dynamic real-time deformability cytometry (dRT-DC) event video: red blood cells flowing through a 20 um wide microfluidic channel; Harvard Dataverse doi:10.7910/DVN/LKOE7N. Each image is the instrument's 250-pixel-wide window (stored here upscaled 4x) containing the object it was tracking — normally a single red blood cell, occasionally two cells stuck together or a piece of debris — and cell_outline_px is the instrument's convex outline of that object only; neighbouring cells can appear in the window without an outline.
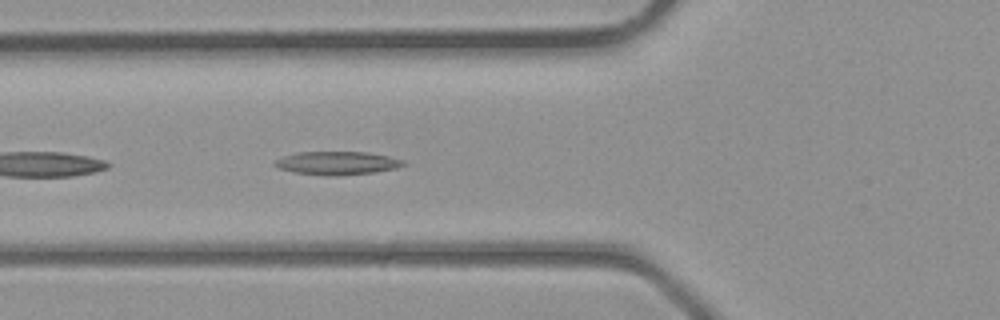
{"species": "common noctule bat (a hibernating species)", "species_latin": "Nyctalus noctula", "temperature_condition": "room temperature", "stored_images_in_passage": 26, "camera_frame_rate_fps": 3000, "um_per_image_px": 0.085, "animal": {"sex": "male", "body_mass_g": 23.1, "forearm_length_mm": 52.7}, "frame": {"image": 1, "passage_image": 12, "time_ms": 3.667, "image_size_px": [1000, 320], "cell_outline_px": [[404, 164], [396, 168], [376, 172], [336, 176], [328, 176], [296, 172], [280, 168], [272, 164], [276, 160], [284, 156], [296, 152], [368, 152], [388, 156], [404, 160]], "centroid_in_image_um": [28.67, 13.86], "position_along_channel_um": 97.1, "area_um2": 17.34}}
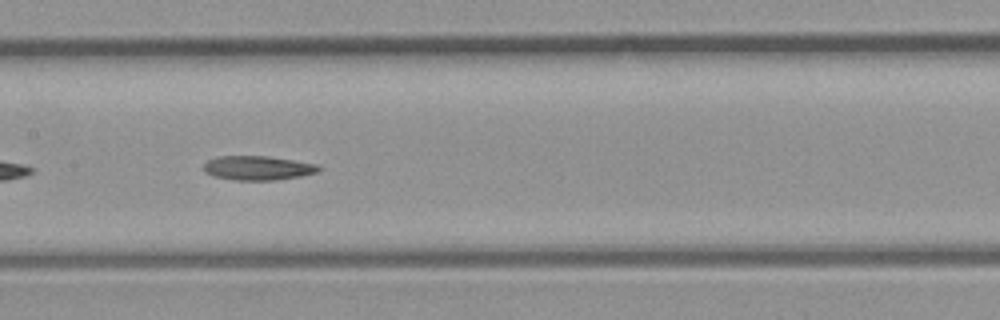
{"frame": {"image": 2, "passage_image": 17, "time_ms": 5.333, "image_size_px": [1000, 320], "cell_outline_px": [[324, 168], [316, 172], [300, 176], [276, 180], [236, 180], [216, 176], [204, 172], [204, 164], [208, 160], [216, 156], [268, 156], [320, 164]], "centroid_in_image_um": [21.96, 14.27], "position_along_channel_um": 185.4, "area_um2": 16.3}}
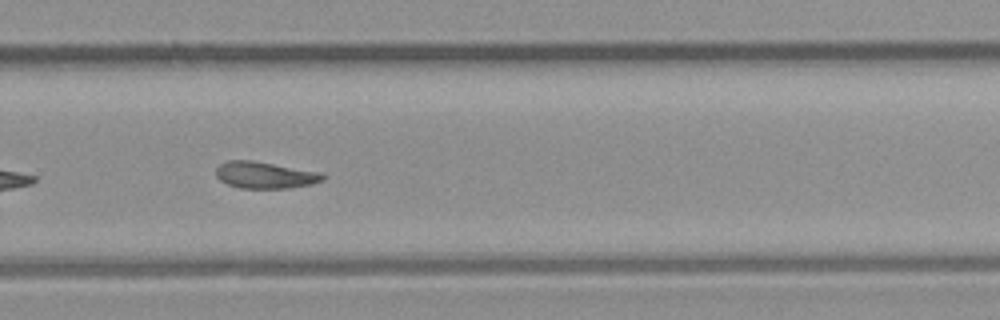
{"frame": {"image": 3, "passage_image": 24, "time_ms": 7.667, "image_size_px": [1000, 320], "cell_outline_px": [[324, 180], [312, 184], [288, 188], [240, 188], [228, 184], [220, 180], [216, 176], [216, 168], [220, 164], [228, 160], [252, 160], [320, 172], [324, 176]], "centroid_in_image_um": [22.51, 14.88], "position_along_channel_um": 307.3, "area_um2": 16.53}}